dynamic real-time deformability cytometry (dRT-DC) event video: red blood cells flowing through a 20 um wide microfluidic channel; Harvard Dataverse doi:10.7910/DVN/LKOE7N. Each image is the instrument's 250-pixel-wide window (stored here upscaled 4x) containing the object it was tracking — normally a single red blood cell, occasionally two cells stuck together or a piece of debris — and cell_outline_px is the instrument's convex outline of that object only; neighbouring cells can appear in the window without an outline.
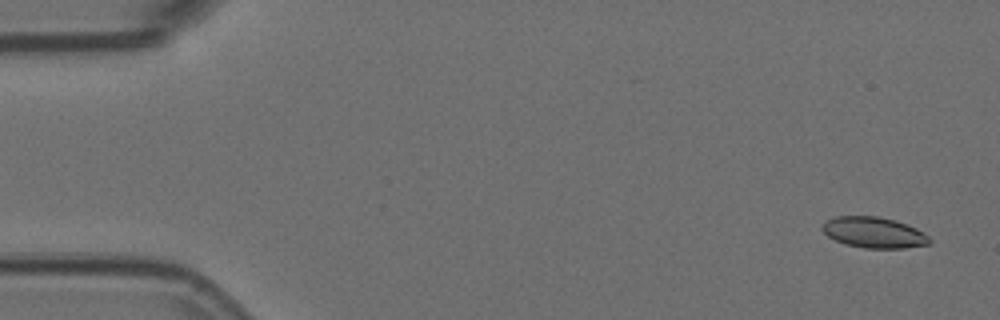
{"species": "Egyptian fruit bat (a non-hibernating species)", "species_latin": "Rousettus aegyptiacus", "temperature_condition": "room temperature", "stored_images_in_passage": 4, "camera_frame_rate_fps": 3000, "um_per_image_px": 0.085, "animal": {"sex": "female"}, "frame": {"image": 1, "passage_image": 1, "time_ms": 0.0, "image_size_px": [1000, 320], "cell_outline_px": [[932, 240], [928, 244], [904, 248], [864, 248], [844, 244], [828, 236], [820, 228], [828, 220], [836, 216], [880, 216], [896, 220], [908, 224], [924, 232]], "centroid_in_image_um": [74.3, 19.75], "position_along_channel_um": 10.7, "area_um2": 19.36}}